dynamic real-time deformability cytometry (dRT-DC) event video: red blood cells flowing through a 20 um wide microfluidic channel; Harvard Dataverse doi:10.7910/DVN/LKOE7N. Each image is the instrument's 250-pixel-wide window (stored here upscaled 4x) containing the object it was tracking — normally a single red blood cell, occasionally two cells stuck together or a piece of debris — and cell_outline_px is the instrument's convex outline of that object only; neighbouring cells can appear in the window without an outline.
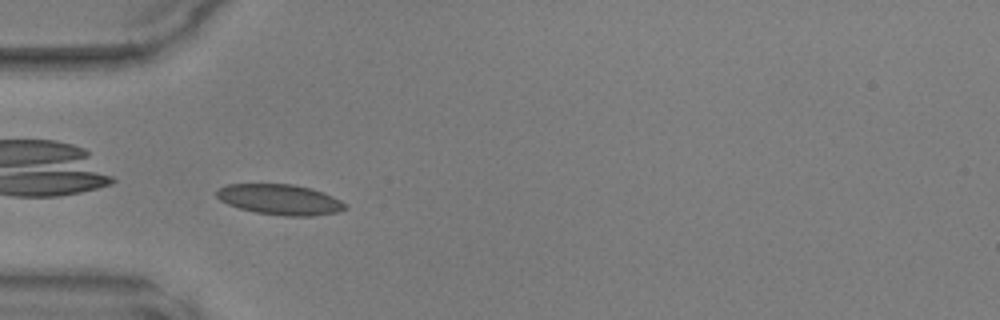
{"species": "common noctule bat (a hibernating species)", "species_latin": "Nyctalus noctula", "temperature_condition": "warm", "stored_images_in_passage": 34, "camera_frame_rate_fps": 3000, "um_per_image_px": 0.085, "animal": {"sex": "male", "body_mass_g": 17.9, "forearm_length_mm": 54.2}, "frame": {"image": 1, "passage_image": 1, "time_ms": 0.0, "image_size_px": [1000, 320], "cell_outline_px": [[348, 208], [336, 212], [312, 216], [284, 216], [256, 212], [240, 208], [228, 204], [220, 200], [216, 196], [216, 192], [220, 188], [228, 184], [292, 184], [312, 188], [324, 192], [348, 204]], "centroid_in_image_um": [23.83, 16.96], "position_along_channel_um": 61.2, "area_um2": 22.83}}